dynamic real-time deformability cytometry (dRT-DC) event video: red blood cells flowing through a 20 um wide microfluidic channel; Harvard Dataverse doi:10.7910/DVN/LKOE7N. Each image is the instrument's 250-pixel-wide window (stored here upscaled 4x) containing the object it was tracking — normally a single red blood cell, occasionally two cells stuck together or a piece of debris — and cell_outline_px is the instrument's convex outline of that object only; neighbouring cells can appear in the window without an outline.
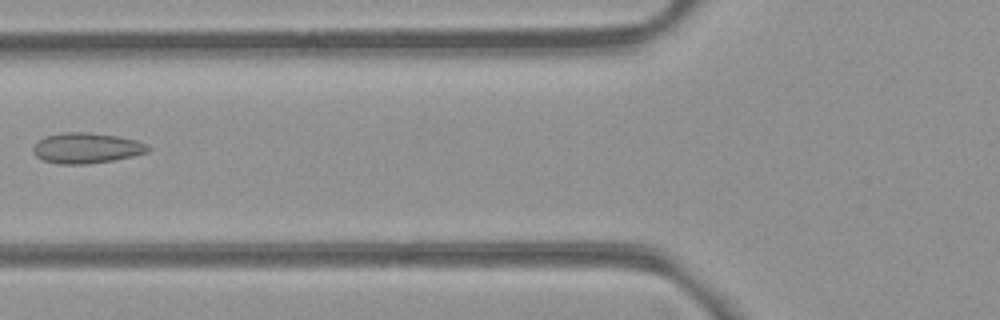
{"species": "common noctule bat (a hibernating species)", "species_latin": "Nyctalus noctula", "temperature_condition": "room temperature", "stored_images_in_passage": 7, "camera_frame_rate_fps": 3000, "um_per_image_px": 0.085, "animal": {"sex": "female", "body_mass_g": 21.9}, "frame": {"image": 1, "passage_image": 6, "time_ms": 6.667, "image_size_px": [1000, 320], "cell_outline_px": [[152, 148], [148, 152], [132, 156], [112, 160], [88, 164], [60, 164], [44, 160], [36, 156], [32, 152], [32, 148], [40, 140], [48, 136], [64, 132], [88, 132], [116, 136], [136, 140], [148, 144]], "centroid_in_image_um": [7.38, 12.59], "position_along_channel_um": 118.4, "area_um2": 20.29}}
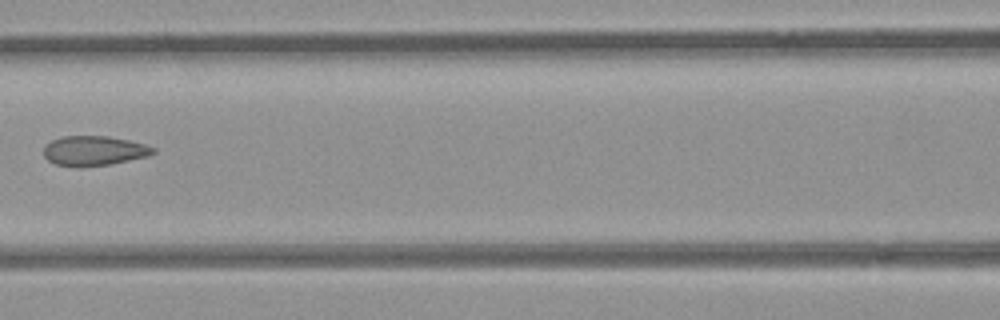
{"frame": {"image": 2, "passage_image": 7, "time_ms": 7.667, "image_size_px": [1000, 320], "cell_outline_px": [[156, 152], [148, 156], [112, 164], [80, 168], [76, 168], [56, 164], [48, 160], [44, 156], [44, 144], [60, 136], [108, 136], [128, 140], [144, 144], [156, 148]], "centroid_in_image_um": [7.97, 12.83], "position_along_channel_um": 158.6, "area_um2": 19.31}}